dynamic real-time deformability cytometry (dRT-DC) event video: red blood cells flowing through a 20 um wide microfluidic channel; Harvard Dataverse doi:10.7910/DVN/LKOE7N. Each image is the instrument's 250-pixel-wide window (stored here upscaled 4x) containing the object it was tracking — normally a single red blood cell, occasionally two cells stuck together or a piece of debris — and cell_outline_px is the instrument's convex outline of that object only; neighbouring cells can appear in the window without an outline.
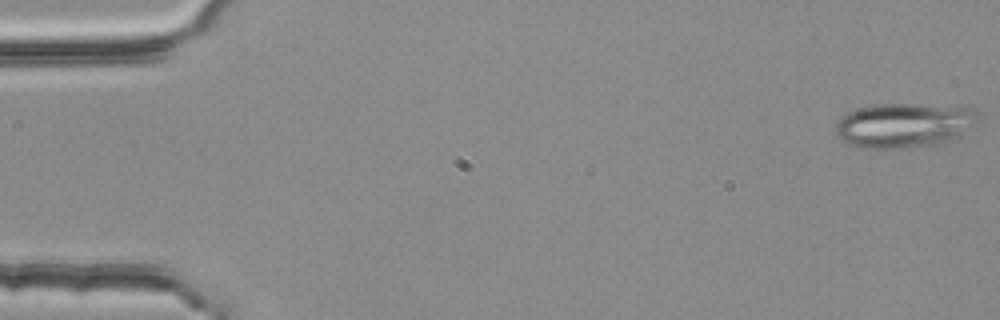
{"species": "common noctule bat (a hibernating species)", "species_latin": "Nyctalus noctula", "temperature_condition": "room temperature", "stored_images_in_passage": 5, "camera_frame_rate_fps": 3000, "um_per_image_px": 0.085, "animal": {"sex": "female", "body_mass_g": 25.1}, "frame": {"image": 1, "passage_image": 1, "time_ms": 0.0, "image_size_px": [1000, 320], "cell_outline_px": [[980, 124], [948, 140], [932, 144], [904, 148], [864, 148], [848, 144], [836, 136], [836, 124], [848, 112], [860, 108], [876, 104], [916, 104], [976, 108]], "centroid_in_image_um": [76.87, 10.64], "position_along_channel_um": 8.1, "area_um2": 36.88}}